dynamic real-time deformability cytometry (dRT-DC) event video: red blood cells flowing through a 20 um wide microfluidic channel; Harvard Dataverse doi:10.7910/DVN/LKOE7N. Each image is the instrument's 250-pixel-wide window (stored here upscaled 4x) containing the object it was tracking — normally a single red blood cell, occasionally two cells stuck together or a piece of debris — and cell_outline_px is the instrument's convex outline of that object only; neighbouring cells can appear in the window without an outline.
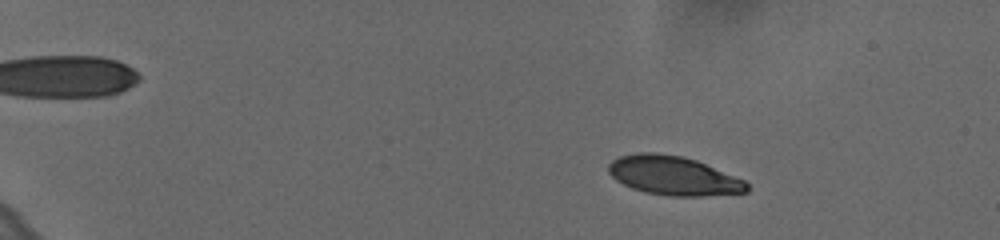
{"species": "human", "species_latin": "Homo sapiens", "temperature_condition": "cold", "stored_images_in_passage": 58, "camera_frame_rate_fps": 3000, "um_per_image_px": 0.085, "donor": {"sex": "female"}, "frame": {"image": 1, "passage_image": 11, "time_ms": 3.333, "image_size_px": [1000, 240], "cell_outline_px": [[748, 192], [704, 196], [668, 196], [644, 192], [632, 188], [616, 180], [608, 172], [608, 164], [612, 160], [620, 156], [640, 152], [656, 152], [684, 156], [696, 160], [744, 180], [748, 184]], "centroid_in_image_um": [57.22, 14.93], "position_along_channel_um": 27.8, "area_um2": 31.5}}
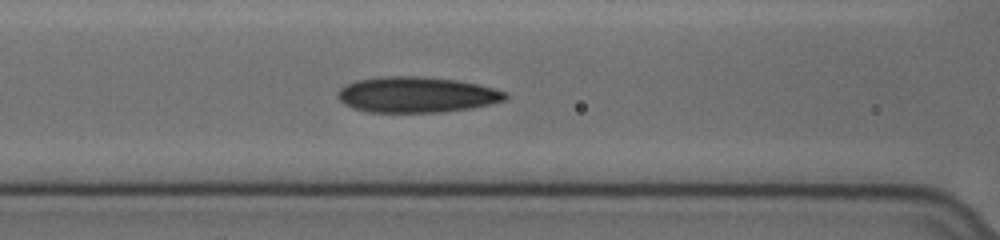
{"frame": {"image": 2, "passage_image": 30, "time_ms": 9.667, "image_size_px": [1000, 240], "cell_outline_px": [[508, 96], [504, 100], [472, 108], [444, 112], [368, 112], [352, 108], [344, 104], [336, 96], [336, 92], [344, 84], [356, 80], [380, 76], [416, 76], [456, 80], [476, 84], [508, 92]], "centroid_in_image_um": [35.35, 8.05], "position_along_channel_um": 131.3, "area_um2": 35.03}}
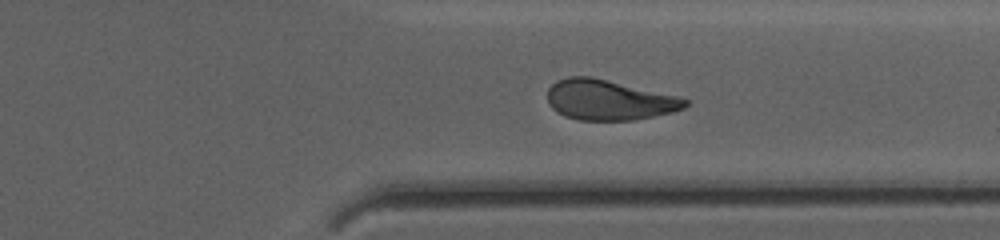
{"frame": {"image": 3, "passage_image": 49, "time_ms": 16.0, "image_size_px": [1000, 240], "cell_outline_px": [[688, 104], [684, 108], [672, 112], [636, 120], [580, 120], [564, 116], [556, 112], [552, 108], [548, 100], [548, 88], [556, 80], [568, 76], [592, 76], [680, 96], [688, 100]], "centroid_in_image_um": [51.77, 8.49], "position_along_channel_um": 359.6, "area_um2": 32.6}, "authors_computed_cell_mechanics": {"area_um2": 32.8015, "velocity_mm_per_s": 3.6102, "shape_relaxation_time_tau1_ms": 6.9991, "shape_relaxation_time_tau2_ms": 3.2496, "deformation_change_tau1": 0.175, "deformation_change_tau2": 0.0953}}